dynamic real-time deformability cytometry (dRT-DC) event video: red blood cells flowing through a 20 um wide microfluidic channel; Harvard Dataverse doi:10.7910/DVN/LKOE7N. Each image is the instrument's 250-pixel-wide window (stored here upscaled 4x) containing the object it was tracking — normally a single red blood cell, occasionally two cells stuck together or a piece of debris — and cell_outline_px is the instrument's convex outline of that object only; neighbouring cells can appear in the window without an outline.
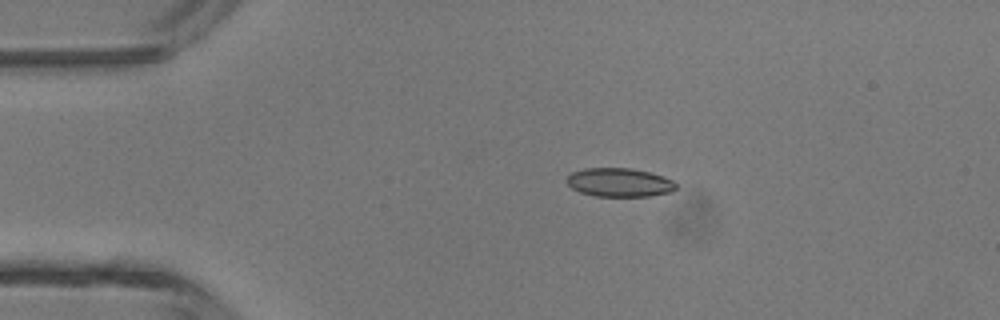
{"species": "common noctule bat (a hibernating species)", "species_latin": "Nyctalus noctula", "temperature_condition": "room temperature", "stored_images_in_passage": 2, "camera_frame_rate_fps": 3000, "um_per_image_px": 0.085, "animal": {"sex": "male", "body_mass_g": 13.3}, "frame": {"image": 1, "passage_image": 1, "time_ms": 0.0, "image_size_px": [1000, 320], "cell_outline_px": [[676, 188], [672, 192], [648, 196], [596, 196], [580, 192], [572, 188], [568, 184], [568, 176], [572, 172], [584, 168], [632, 168], [664, 176], [672, 180], [676, 184]], "centroid_in_image_um": [52.67, 15.5], "position_along_channel_um": 32.3, "area_um2": 18.21}}